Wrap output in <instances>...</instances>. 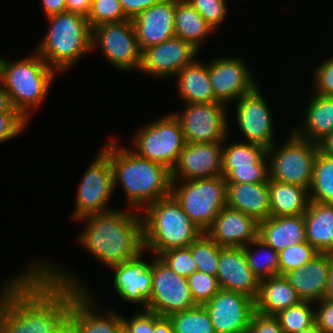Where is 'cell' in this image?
Segmentation results:
<instances>
[{"label":"cell","instance_id":"cell-1","mask_svg":"<svg viewBox=\"0 0 333 333\" xmlns=\"http://www.w3.org/2000/svg\"><path fill=\"white\" fill-rule=\"evenodd\" d=\"M27 266L1 287L0 333H57L68 323L74 288Z\"/></svg>","mask_w":333,"mask_h":333},{"label":"cell","instance_id":"cell-2","mask_svg":"<svg viewBox=\"0 0 333 333\" xmlns=\"http://www.w3.org/2000/svg\"><path fill=\"white\" fill-rule=\"evenodd\" d=\"M78 241L105 267L127 262L143 252L142 214L128 208L89 214Z\"/></svg>","mask_w":333,"mask_h":333},{"label":"cell","instance_id":"cell-3","mask_svg":"<svg viewBox=\"0 0 333 333\" xmlns=\"http://www.w3.org/2000/svg\"><path fill=\"white\" fill-rule=\"evenodd\" d=\"M108 142L102 150L112 166L114 189L118 184L122 187L130 209L141 212L149 204L171 194V171L168 168L140 157L131 147H122L116 138Z\"/></svg>","mask_w":333,"mask_h":333},{"label":"cell","instance_id":"cell-4","mask_svg":"<svg viewBox=\"0 0 333 333\" xmlns=\"http://www.w3.org/2000/svg\"><path fill=\"white\" fill-rule=\"evenodd\" d=\"M141 214L143 250L157 257L171 249L189 247L203 233L172 194L149 204Z\"/></svg>","mask_w":333,"mask_h":333},{"label":"cell","instance_id":"cell-5","mask_svg":"<svg viewBox=\"0 0 333 333\" xmlns=\"http://www.w3.org/2000/svg\"><path fill=\"white\" fill-rule=\"evenodd\" d=\"M47 19V33L34 51L62 74L83 58L84 54L92 52V28L86 16L69 11Z\"/></svg>","mask_w":333,"mask_h":333},{"label":"cell","instance_id":"cell-6","mask_svg":"<svg viewBox=\"0 0 333 333\" xmlns=\"http://www.w3.org/2000/svg\"><path fill=\"white\" fill-rule=\"evenodd\" d=\"M34 54L17 61L3 57L0 83L10 95L12 104L28 121L48 96L58 74L34 50Z\"/></svg>","mask_w":333,"mask_h":333},{"label":"cell","instance_id":"cell-7","mask_svg":"<svg viewBox=\"0 0 333 333\" xmlns=\"http://www.w3.org/2000/svg\"><path fill=\"white\" fill-rule=\"evenodd\" d=\"M41 261L35 263L51 279L74 288V305L68 319L73 333H121L124 329L123 316L113 310L103 313L97 299L94 300L91 291L83 285L77 274L64 270L57 264Z\"/></svg>","mask_w":333,"mask_h":333},{"label":"cell","instance_id":"cell-8","mask_svg":"<svg viewBox=\"0 0 333 333\" xmlns=\"http://www.w3.org/2000/svg\"><path fill=\"white\" fill-rule=\"evenodd\" d=\"M227 183L223 176L172 180L171 194L189 219L205 233L226 206Z\"/></svg>","mask_w":333,"mask_h":333},{"label":"cell","instance_id":"cell-9","mask_svg":"<svg viewBox=\"0 0 333 333\" xmlns=\"http://www.w3.org/2000/svg\"><path fill=\"white\" fill-rule=\"evenodd\" d=\"M318 146L298 137L292 130L284 143L267 149L269 179L309 190Z\"/></svg>","mask_w":333,"mask_h":333},{"label":"cell","instance_id":"cell-10","mask_svg":"<svg viewBox=\"0 0 333 333\" xmlns=\"http://www.w3.org/2000/svg\"><path fill=\"white\" fill-rule=\"evenodd\" d=\"M135 132L132 139L134 149L131 150L171 171L186 144L181 125L174 114L171 112L150 121Z\"/></svg>","mask_w":333,"mask_h":333},{"label":"cell","instance_id":"cell-11","mask_svg":"<svg viewBox=\"0 0 333 333\" xmlns=\"http://www.w3.org/2000/svg\"><path fill=\"white\" fill-rule=\"evenodd\" d=\"M92 51L95 48L119 71L140 70L142 52L132 20L103 23L92 28Z\"/></svg>","mask_w":333,"mask_h":333},{"label":"cell","instance_id":"cell-12","mask_svg":"<svg viewBox=\"0 0 333 333\" xmlns=\"http://www.w3.org/2000/svg\"><path fill=\"white\" fill-rule=\"evenodd\" d=\"M84 172L77 189L75 207L71 218L78 220L89 214L103 213L114 208L109 207L115 192L113 170L108 155L101 149L96 158Z\"/></svg>","mask_w":333,"mask_h":333},{"label":"cell","instance_id":"cell-13","mask_svg":"<svg viewBox=\"0 0 333 333\" xmlns=\"http://www.w3.org/2000/svg\"><path fill=\"white\" fill-rule=\"evenodd\" d=\"M227 107L222 102L186 103L182 112L175 113L186 143L225 142L230 128Z\"/></svg>","mask_w":333,"mask_h":333},{"label":"cell","instance_id":"cell-14","mask_svg":"<svg viewBox=\"0 0 333 333\" xmlns=\"http://www.w3.org/2000/svg\"><path fill=\"white\" fill-rule=\"evenodd\" d=\"M151 270L152 297L147 310L168 317L197 306L186 277L178 275L157 256L151 260Z\"/></svg>","mask_w":333,"mask_h":333},{"label":"cell","instance_id":"cell-15","mask_svg":"<svg viewBox=\"0 0 333 333\" xmlns=\"http://www.w3.org/2000/svg\"><path fill=\"white\" fill-rule=\"evenodd\" d=\"M223 143L222 176L226 183H268L269 160L265 147L241 140Z\"/></svg>","mask_w":333,"mask_h":333},{"label":"cell","instance_id":"cell-16","mask_svg":"<svg viewBox=\"0 0 333 333\" xmlns=\"http://www.w3.org/2000/svg\"><path fill=\"white\" fill-rule=\"evenodd\" d=\"M259 85L236 102L234 112L236 126L246 138L244 142L254 143L266 149L274 145V122L271 109L262 95Z\"/></svg>","mask_w":333,"mask_h":333},{"label":"cell","instance_id":"cell-17","mask_svg":"<svg viewBox=\"0 0 333 333\" xmlns=\"http://www.w3.org/2000/svg\"><path fill=\"white\" fill-rule=\"evenodd\" d=\"M209 63V78L215 99L228 105L251 93L258 83L241 58L219 57Z\"/></svg>","mask_w":333,"mask_h":333},{"label":"cell","instance_id":"cell-18","mask_svg":"<svg viewBox=\"0 0 333 333\" xmlns=\"http://www.w3.org/2000/svg\"><path fill=\"white\" fill-rule=\"evenodd\" d=\"M215 333H248L255 313V300L230 290L219 292L203 305Z\"/></svg>","mask_w":333,"mask_h":333},{"label":"cell","instance_id":"cell-19","mask_svg":"<svg viewBox=\"0 0 333 333\" xmlns=\"http://www.w3.org/2000/svg\"><path fill=\"white\" fill-rule=\"evenodd\" d=\"M198 54L199 51L191 44L173 37L144 50L139 71L158 79L175 78L180 69L198 58Z\"/></svg>","mask_w":333,"mask_h":333},{"label":"cell","instance_id":"cell-20","mask_svg":"<svg viewBox=\"0 0 333 333\" xmlns=\"http://www.w3.org/2000/svg\"><path fill=\"white\" fill-rule=\"evenodd\" d=\"M141 252L130 261L110 267L114 273L113 288L122 301L140 304L142 309L148 308L152 297L151 261H145Z\"/></svg>","mask_w":333,"mask_h":333},{"label":"cell","instance_id":"cell-21","mask_svg":"<svg viewBox=\"0 0 333 333\" xmlns=\"http://www.w3.org/2000/svg\"><path fill=\"white\" fill-rule=\"evenodd\" d=\"M222 176V142L186 143L171 170V180Z\"/></svg>","mask_w":333,"mask_h":333},{"label":"cell","instance_id":"cell-22","mask_svg":"<svg viewBox=\"0 0 333 333\" xmlns=\"http://www.w3.org/2000/svg\"><path fill=\"white\" fill-rule=\"evenodd\" d=\"M177 1L160 0L132 19L141 52L175 37L174 17Z\"/></svg>","mask_w":333,"mask_h":333},{"label":"cell","instance_id":"cell-23","mask_svg":"<svg viewBox=\"0 0 333 333\" xmlns=\"http://www.w3.org/2000/svg\"><path fill=\"white\" fill-rule=\"evenodd\" d=\"M216 277L220 289L241 293L256 300L259 280L248 266L243 247L221 248Z\"/></svg>","mask_w":333,"mask_h":333},{"label":"cell","instance_id":"cell-24","mask_svg":"<svg viewBox=\"0 0 333 333\" xmlns=\"http://www.w3.org/2000/svg\"><path fill=\"white\" fill-rule=\"evenodd\" d=\"M259 222L238 210L225 206L205 232L222 247H244L258 237Z\"/></svg>","mask_w":333,"mask_h":333},{"label":"cell","instance_id":"cell-25","mask_svg":"<svg viewBox=\"0 0 333 333\" xmlns=\"http://www.w3.org/2000/svg\"><path fill=\"white\" fill-rule=\"evenodd\" d=\"M330 271V253H319L300 268L284 274L302 301L318 302L324 298Z\"/></svg>","mask_w":333,"mask_h":333},{"label":"cell","instance_id":"cell-26","mask_svg":"<svg viewBox=\"0 0 333 333\" xmlns=\"http://www.w3.org/2000/svg\"><path fill=\"white\" fill-rule=\"evenodd\" d=\"M226 206L258 222L270 217L268 183H227Z\"/></svg>","mask_w":333,"mask_h":333},{"label":"cell","instance_id":"cell-27","mask_svg":"<svg viewBox=\"0 0 333 333\" xmlns=\"http://www.w3.org/2000/svg\"><path fill=\"white\" fill-rule=\"evenodd\" d=\"M304 110V121L291 130L300 138L318 143L333 132V97L313 93Z\"/></svg>","mask_w":333,"mask_h":333},{"label":"cell","instance_id":"cell-28","mask_svg":"<svg viewBox=\"0 0 333 333\" xmlns=\"http://www.w3.org/2000/svg\"><path fill=\"white\" fill-rule=\"evenodd\" d=\"M258 237L279 252L306 241L304 215L279 216L259 222Z\"/></svg>","mask_w":333,"mask_h":333},{"label":"cell","instance_id":"cell-29","mask_svg":"<svg viewBox=\"0 0 333 333\" xmlns=\"http://www.w3.org/2000/svg\"><path fill=\"white\" fill-rule=\"evenodd\" d=\"M177 78L178 95L184 103L217 102L209 78V64L196 59L192 64L180 69Z\"/></svg>","mask_w":333,"mask_h":333},{"label":"cell","instance_id":"cell-30","mask_svg":"<svg viewBox=\"0 0 333 333\" xmlns=\"http://www.w3.org/2000/svg\"><path fill=\"white\" fill-rule=\"evenodd\" d=\"M302 300L284 275L272 276L259 281V292L255 300V312L274 316Z\"/></svg>","mask_w":333,"mask_h":333},{"label":"cell","instance_id":"cell-31","mask_svg":"<svg viewBox=\"0 0 333 333\" xmlns=\"http://www.w3.org/2000/svg\"><path fill=\"white\" fill-rule=\"evenodd\" d=\"M303 215L306 241L320 253L333 252V204L310 200Z\"/></svg>","mask_w":333,"mask_h":333},{"label":"cell","instance_id":"cell-32","mask_svg":"<svg viewBox=\"0 0 333 333\" xmlns=\"http://www.w3.org/2000/svg\"><path fill=\"white\" fill-rule=\"evenodd\" d=\"M270 216L303 215L309 205V190L302 186L268 180Z\"/></svg>","mask_w":333,"mask_h":333},{"label":"cell","instance_id":"cell-33","mask_svg":"<svg viewBox=\"0 0 333 333\" xmlns=\"http://www.w3.org/2000/svg\"><path fill=\"white\" fill-rule=\"evenodd\" d=\"M214 31L186 0H178L175 3V37L181 38L200 52L203 41Z\"/></svg>","mask_w":333,"mask_h":333},{"label":"cell","instance_id":"cell-34","mask_svg":"<svg viewBox=\"0 0 333 333\" xmlns=\"http://www.w3.org/2000/svg\"><path fill=\"white\" fill-rule=\"evenodd\" d=\"M251 248L253 250L255 248L254 252ZM243 249L248 266L259 281L279 275L278 252L259 237L244 246Z\"/></svg>","mask_w":333,"mask_h":333},{"label":"cell","instance_id":"cell-35","mask_svg":"<svg viewBox=\"0 0 333 333\" xmlns=\"http://www.w3.org/2000/svg\"><path fill=\"white\" fill-rule=\"evenodd\" d=\"M309 200L333 204V158H329L319 151L314 162Z\"/></svg>","mask_w":333,"mask_h":333},{"label":"cell","instance_id":"cell-36","mask_svg":"<svg viewBox=\"0 0 333 333\" xmlns=\"http://www.w3.org/2000/svg\"><path fill=\"white\" fill-rule=\"evenodd\" d=\"M174 333H215L210 317L203 305L168 316Z\"/></svg>","mask_w":333,"mask_h":333},{"label":"cell","instance_id":"cell-37","mask_svg":"<svg viewBox=\"0 0 333 333\" xmlns=\"http://www.w3.org/2000/svg\"><path fill=\"white\" fill-rule=\"evenodd\" d=\"M315 307L313 302L301 301L288 307L274 317L278 320L284 333H299L315 323Z\"/></svg>","mask_w":333,"mask_h":333},{"label":"cell","instance_id":"cell-38","mask_svg":"<svg viewBox=\"0 0 333 333\" xmlns=\"http://www.w3.org/2000/svg\"><path fill=\"white\" fill-rule=\"evenodd\" d=\"M221 248L222 246H219L206 233H202L190 245L197 271L216 276Z\"/></svg>","mask_w":333,"mask_h":333},{"label":"cell","instance_id":"cell-39","mask_svg":"<svg viewBox=\"0 0 333 333\" xmlns=\"http://www.w3.org/2000/svg\"><path fill=\"white\" fill-rule=\"evenodd\" d=\"M320 252L307 241L292 245L278 252L279 275L304 266Z\"/></svg>","mask_w":333,"mask_h":333},{"label":"cell","instance_id":"cell-40","mask_svg":"<svg viewBox=\"0 0 333 333\" xmlns=\"http://www.w3.org/2000/svg\"><path fill=\"white\" fill-rule=\"evenodd\" d=\"M87 19L91 28L103 23L130 20L125 15L119 0H93Z\"/></svg>","mask_w":333,"mask_h":333},{"label":"cell","instance_id":"cell-41","mask_svg":"<svg viewBox=\"0 0 333 333\" xmlns=\"http://www.w3.org/2000/svg\"><path fill=\"white\" fill-rule=\"evenodd\" d=\"M187 280L192 297L197 305H204L209 302L220 290L217 277L207 273L193 272Z\"/></svg>","mask_w":333,"mask_h":333},{"label":"cell","instance_id":"cell-42","mask_svg":"<svg viewBox=\"0 0 333 333\" xmlns=\"http://www.w3.org/2000/svg\"><path fill=\"white\" fill-rule=\"evenodd\" d=\"M170 269L178 275L188 278L197 271L196 262L189 247L175 248L158 256Z\"/></svg>","mask_w":333,"mask_h":333},{"label":"cell","instance_id":"cell-43","mask_svg":"<svg viewBox=\"0 0 333 333\" xmlns=\"http://www.w3.org/2000/svg\"><path fill=\"white\" fill-rule=\"evenodd\" d=\"M216 31L218 25L225 21L227 0H186Z\"/></svg>","mask_w":333,"mask_h":333},{"label":"cell","instance_id":"cell-44","mask_svg":"<svg viewBox=\"0 0 333 333\" xmlns=\"http://www.w3.org/2000/svg\"><path fill=\"white\" fill-rule=\"evenodd\" d=\"M28 122L20 112H0V144L18 137Z\"/></svg>","mask_w":333,"mask_h":333},{"label":"cell","instance_id":"cell-45","mask_svg":"<svg viewBox=\"0 0 333 333\" xmlns=\"http://www.w3.org/2000/svg\"><path fill=\"white\" fill-rule=\"evenodd\" d=\"M315 94L333 97V57L325 60L313 70Z\"/></svg>","mask_w":333,"mask_h":333},{"label":"cell","instance_id":"cell-46","mask_svg":"<svg viewBox=\"0 0 333 333\" xmlns=\"http://www.w3.org/2000/svg\"><path fill=\"white\" fill-rule=\"evenodd\" d=\"M140 310L134 313L133 318L123 317L124 329L128 333H153L154 312L147 309Z\"/></svg>","mask_w":333,"mask_h":333},{"label":"cell","instance_id":"cell-47","mask_svg":"<svg viewBox=\"0 0 333 333\" xmlns=\"http://www.w3.org/2000/svg\"><path fill=\"white\" fill-rule=\"evenodd\" d=\"M314 305L317 307L315 308V324L323 333H333V301L323 298L314 302Z\"/></svg>","mask_w":333,"mask_h":333},{"label":"cell","instance_id":"cell-48","mask_svg":"<svg viewBox=\"0 0 333 333\" xmlns=\"http://www.w3.org/2000/svg\"><path fill=\"white\" fill-rule=\"evenodd\" d=\"M248 333H284L274 316L255 312L252 316Z\"/></svg>","mask_w":333,"mask_h":333},{"label":"cell","instance_id":"cell-49","mask_svg":"<svg viewBox=\"0 0 333 333\" xmlns=\"http://www.w3.org/2000/svg\"><path fill=\"white\" fill-rule=\"evenodd\" d=\"M159 1L160 0H119L125 15L131 20L143 10L155 5Z\"/></svg>","mask_w":333,"mask_h":333},{"label":"cell","instance_id":"cell-50","mask_svg":"<svg viewBox=\"0 0 333 333\" xmlns=\"http://www.w3.org/2000/svg\"><path fill=\"white\" fill-rule=\"evenodd\" d=\"M46 17L67 11L65 0H41Z\"/></svg>","mask_w":333,"mask_h":333},{"label":"cell","instance_id":"cell-51","mask_svg":"<svg viewBox=\"0 0 333 333\" xmlns=\"http://www.w3.org/2000/svg\"><path fill=\"white\" fill-rule=\"evenodd\" d=\"M67 11L87 17L93 0H65Z\"/></svg>","mask_w":333,"mask_h":333},{"label":"cell","instance_id":"cell-52","mask_svg":"<svg viewBox=\"0 0 333 333\" xmlns=\"http://www.w3.org/2000/svg\"><path fill=\"white\" fill-rule=\"evenodd\" d=\"M153 333H174L173 326L168 317L159 316L154 312V332Z\"/></svg>","mask_w":333,"mask_h":333},{"label":"cell","instance_id":"cell-53","mask_svg":"<svg viewBox=\"0 0 333 333\" xmlns=\"http://www.w3.org/2000/svg\"><path fill=\"white\" fill-rule=\"evenodd\" d=\"M0 112H19L14 108L10 95L0 83Z\"/></svg>","mask_w":333,"mask_h":333},{"label":"cell","instance_id":"cell-54","mask_svg":"<svg viewBox=\"0 0 333 333\" xmlns=\"http://www.w3.org/2000/svg\"><path fill=\"white\" fill-rule=\"evenodd\" d=\"M318 151L323 155L333 158V132L317 143Z\"/></svg>","mask_w":333,"mask_h":333},{"label":"cell","instance_id":"cell-55","mask_svg":"<svg viewBox=\"0 0 333 333\" xmlns=\"http://www.w3.org/2000/svg\"><path fill=\"white\" fill-rule=\"evenodd\" d=\"M324 299L328 301H333V252H330V271L328 275V282L324 294Z\"/></svg>","mask_w":333,"mask_h":333},{"label":"cell","instance_id":"cell-56","mask_svg":"<svg viewBox=\"0 0 333 333\" xmlns=\"http://www.w3.org/2000/svg\"><path fill=\"white\" fill-rule=\"evenodd\" d=\"M299 333H323V331L314 323L309 328H306Z\"/></svg>","mask_w":333,"mask_h":333},{"label":"cell","instance_id":"cell-57","mask_svg":"<svg viewBox=\"0 0 333 333\" xmlns=\"http://www.w3.org/2000/svg\"><path fill=\"white\" fill-rule=\"evenodd\" d=\"M57 333H73L72 327L69 323H67L62 329H60Z\"/></svg>","mask_w":333,"mask_h":333},{"label":"cell","instance_id":"cell-58","mask_svg":"<svg viewBox=\"0 0 333 333\" xmlns=\"http://www.w3.org/2000/svg\"><path fill=\"white\" fill-rule=\"evenodd\" d=\"M2 60H3V56L0 55V78H1V63H2Z\"/></svg>","mask_w":333,"mask_h":333},{"label":"cell","instance_id":"cell-59","mask_svg":"<svg viewBox=\"0 0 333 333\" xmlns=\"http://www.w3.org/2000/svg\"><path fill=\"white\" fill-rule=\"evenodd\" d=\"M121 333H128L125 329H123L122 331H121Z\"/></svg>","mask_w":333,"mask_h":333}]
</instances>
